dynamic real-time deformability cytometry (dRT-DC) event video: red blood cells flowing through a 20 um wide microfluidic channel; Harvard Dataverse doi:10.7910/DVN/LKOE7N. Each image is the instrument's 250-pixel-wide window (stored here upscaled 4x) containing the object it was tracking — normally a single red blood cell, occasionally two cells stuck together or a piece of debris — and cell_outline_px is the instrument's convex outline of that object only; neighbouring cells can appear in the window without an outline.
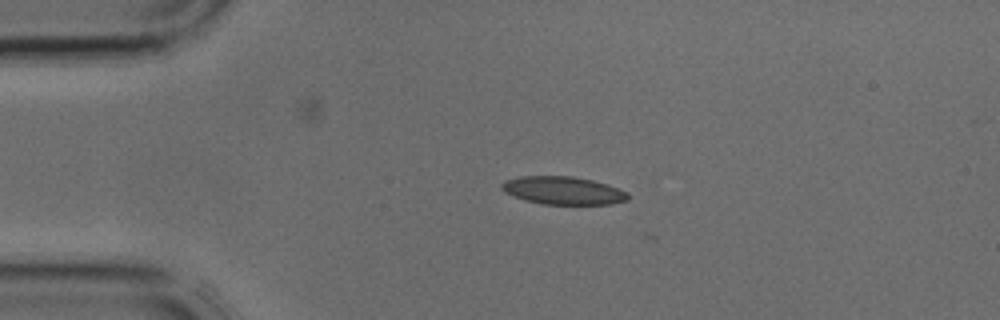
{"species": "common noctule bat (a hibernating species)", "species_latin": "Nyctalus noctula", "temperature_condition": "cold", "stored_images_in_passage": 3, "camera_frame_rate_fps": 3000, "um_per_image_px": 0.085, "animal": {"sex": "male", "body_mass_g": 17.9, "forearm_length_mm": 54.2}, "frame": {"image": 1, "passage_image": 2, "time_ms": 0.333, "image_size_px": [1000, 320], "cell_outline_px": [[628, 200], [612, 204], [544, 204], [524, 200], [504, 192], [500, 188], [500, 184], [504, 180], [520, 176], [572, 176], [592, 180], [608, 184], [628, 192]], "centroid_in_image_um": [47.85, 16.19], "position_along_channel_um": 37.2, "area_um2": 20.69}}
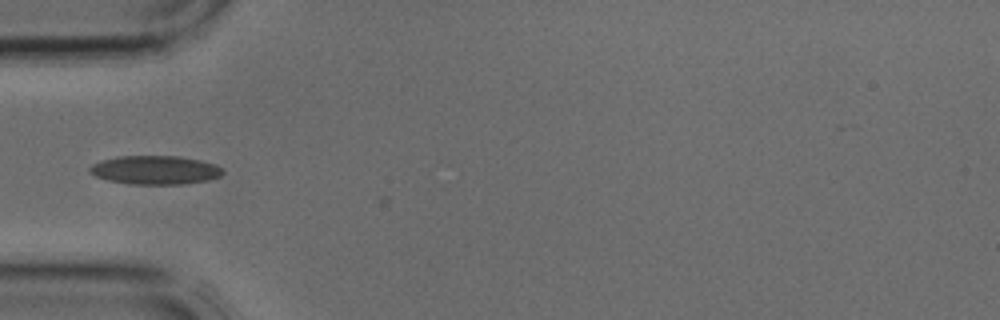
{"frame": {"image": 2, "passage_image": 3, "time_ms": 0.667, "image_size_px": [1000, 320], "cell_outline_px": [[224, 172], [220, 176], [208, 180], [184, 184], [132, 184], [108, 180], [96, 176], [88, 172], [88, 168], [92, 164], [100, 160], [120, 156], [180, 156], [200, 160], [216, 164]], "centroid_in_image_um": [13.17, 14.45], "position_along_channel_um": 71.8, "area_um2": 22.31}}